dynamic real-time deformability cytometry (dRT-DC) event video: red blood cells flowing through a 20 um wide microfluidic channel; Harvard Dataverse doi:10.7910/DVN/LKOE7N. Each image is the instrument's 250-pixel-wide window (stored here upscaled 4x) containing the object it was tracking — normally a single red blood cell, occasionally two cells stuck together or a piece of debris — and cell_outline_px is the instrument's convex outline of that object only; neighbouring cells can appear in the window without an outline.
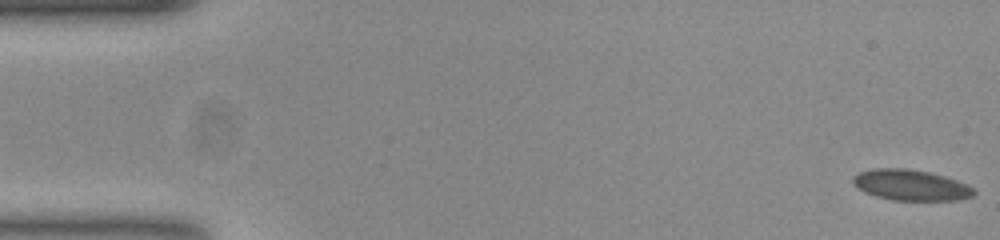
{"species": "common noctule bat (a hibernating species)", "species_latin": "Nyctalus noctula", "temperature_condition": "room temperature", "stored_images_in_passage": 56, "camera_frame_rate_fps": 3000, "um_per_image_px": 0.085, "animal": {"sex": "female", "body_mass_g": 23.0, "forearm_length_mm": 53.4}, "frame": {"image": 1, "passage_image": 1, "time_ms": 0.0, "image_size_px": [1000, 240], "cell_outline_px": [[976, 192], [972, 196], [956, 200], [892, 200], [876, 196], [864, 192], [852, 184], [852, 176], [860, 172], [876, 168], [904, 168], [928, 172], [944, 176], [968, 184]], "centroid_in_image_um": [77.39, 15.73], "position_along_channel_um": 7.6, "area_um2": 21.62}}
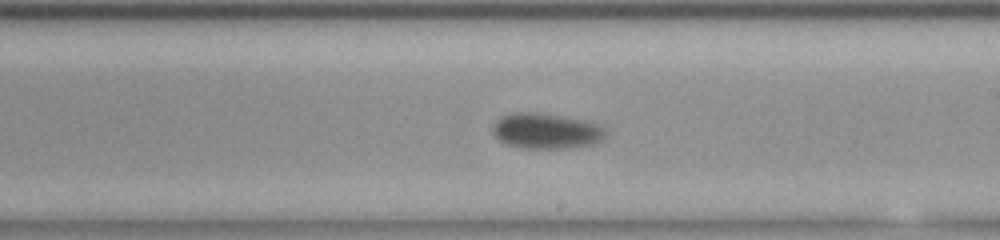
{"frame": {"image": 2, "passage_image": 32, "time_ms": 10.333, "image_size_px": [1000, 240], "cell_outline_px": [[608, 132], [604, 140], [592, 144], [564, 148], [520, 148], [508, 144], [500, 140], [492, 132], [492, 124], [500, 116], [512, 112], [536, 112], [584, 120], [596, 124], [604, 128]], "centroid_in_image_um": [46.41, 11.12], "position_along_channel_um": 242.6, "area_um2": 23.47}}
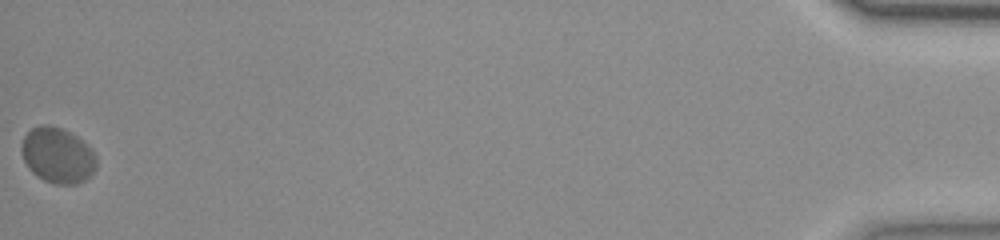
{"frame": {"image": 3, "passage_image": 56, "time_ms": 18.333, "image_size_px": [1000, 240], "cell_outline_px": [[96, 168], [84, 180], [76, 184], [52, 184], [36, 176], [28, 168], [24, 160], [20, 148], [20, 144], [24, 136], [32, 128], [40, 124], [48, 124], [60, 128], [76, 136], [92, 148], [96, 156]], "centroid_in_image_um": [4.87, 13.2], "position_along_channel_um": 430.3, "area_um2": 24.33}, "authors_computed_cell_mechanics": {"area_um2": 22.6576, "velocity_mm_per_s": 3.6393, "shape_relaxation_time_tau1_ms": 3.1945, "shape_relaxation_time_tau2_ms": null, "deformation_change_tau1": 0.1006, "deformation_change_tau2": null}}